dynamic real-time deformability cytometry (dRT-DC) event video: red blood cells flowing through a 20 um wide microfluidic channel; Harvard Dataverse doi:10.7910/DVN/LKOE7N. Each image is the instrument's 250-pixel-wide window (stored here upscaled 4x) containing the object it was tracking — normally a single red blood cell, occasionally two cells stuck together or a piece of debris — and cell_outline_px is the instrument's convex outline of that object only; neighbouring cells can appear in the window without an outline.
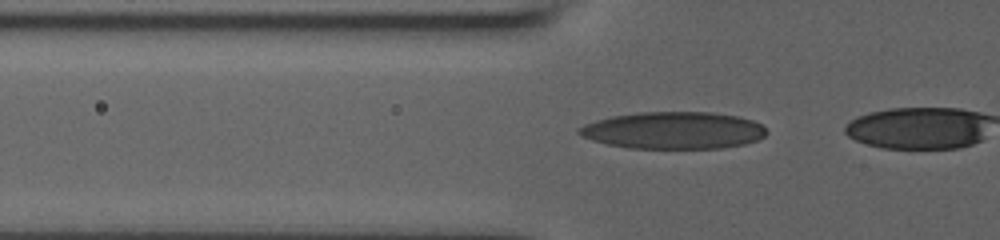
{"species": "human", "species_latin": "Homo sapiens", "temperature_condition": "room temperature", "stored_images_in_passage": 20, "camera_frame_rate_fps": 3000, "um_per_image_px": 0.085, "donor": {"sex": "male"}, "frame": {"image": 1, "passage_image": 17, "time_ms": 5.333, "image_size_px": [1000, 240], "cell_outline_px": [[768, 132], [764, 136], [756, 140], [744, 144], [724, 148], [628, 148], [608, 144], [592, 140], [576, 132], [576, 128], [584, 124], [596, 120], [612, 116], [636, 112], [712, 112], [740, 116], [764, 124]], "centroid_in_image_um": [57.27, 11.07], "position_along_channel_um": 68.5, "area_um2": 40.81}}